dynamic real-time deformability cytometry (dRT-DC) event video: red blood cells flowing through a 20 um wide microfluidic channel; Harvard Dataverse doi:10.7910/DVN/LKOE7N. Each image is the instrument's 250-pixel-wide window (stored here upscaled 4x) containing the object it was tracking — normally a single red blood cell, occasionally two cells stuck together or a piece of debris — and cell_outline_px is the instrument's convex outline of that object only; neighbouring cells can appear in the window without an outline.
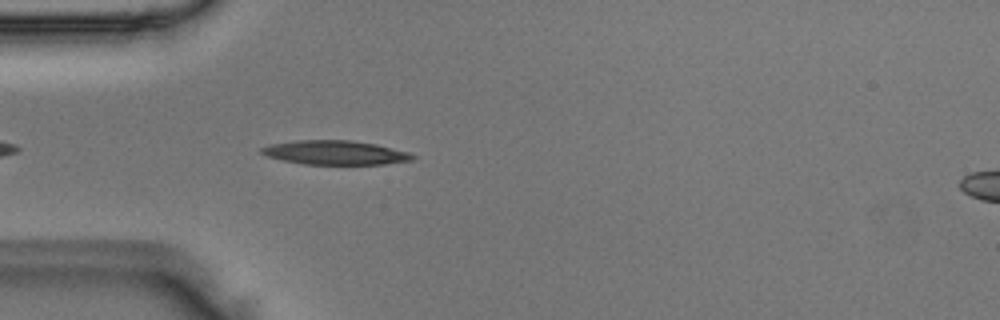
{"species": "Egyptian fruit bat (a non-hibernating species)", "species_latin": "Rousettus aegyptiacus", "temperature_condition": "room temperature", "stored_images_in_passage": 10, "camera_frame_rate_fps": 3000, "um_per_image_px": 0.085, "animal": {"sex": "male"}, "frame": {"image": 1, "passage_image": 4, "time_ms": 1.0, "image_size_px": [1000, 320], "cell_outline_px": [[416, 156], [412, 160], [384, 164], [304, 164], [284, 160], [268, 156], [260, 152], [260, 148], [268, 144], [296, 140], [352, 140], [376, 144], [408, 152]], "centroid_in_image_um": [28.47, 12.96], "position_along_channel_um": 56.5, "area_um2": 21.15}}
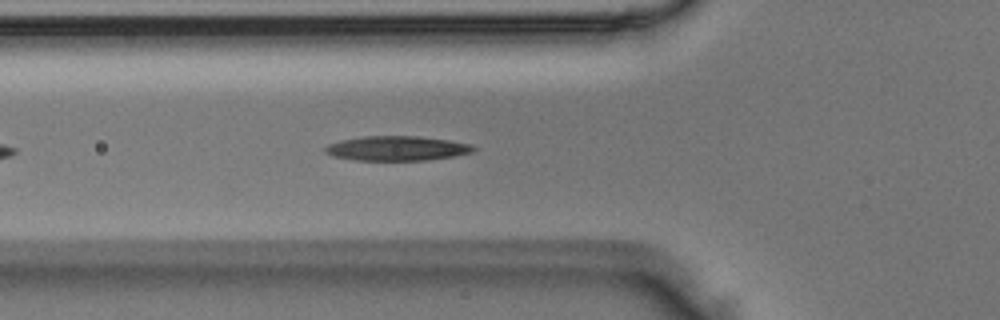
{"frame": {"image": 2, "passage_image": 7, "time_ms": 2.0, "image_size_px": [1000, 320], "cell_outline_px": [[476, 148], [472, 152], [452, 156], [428, 160], [356, 160], [332, 156], [324, 152], [324, 148], [328, 144], [340, 140], [364, 136], [420, 136], [448, 140], [472, 144]], "centroid_in_image_um": [33.71, 12.6], "position_along_channel_um": 92.1, "area_um2": 21.27}}